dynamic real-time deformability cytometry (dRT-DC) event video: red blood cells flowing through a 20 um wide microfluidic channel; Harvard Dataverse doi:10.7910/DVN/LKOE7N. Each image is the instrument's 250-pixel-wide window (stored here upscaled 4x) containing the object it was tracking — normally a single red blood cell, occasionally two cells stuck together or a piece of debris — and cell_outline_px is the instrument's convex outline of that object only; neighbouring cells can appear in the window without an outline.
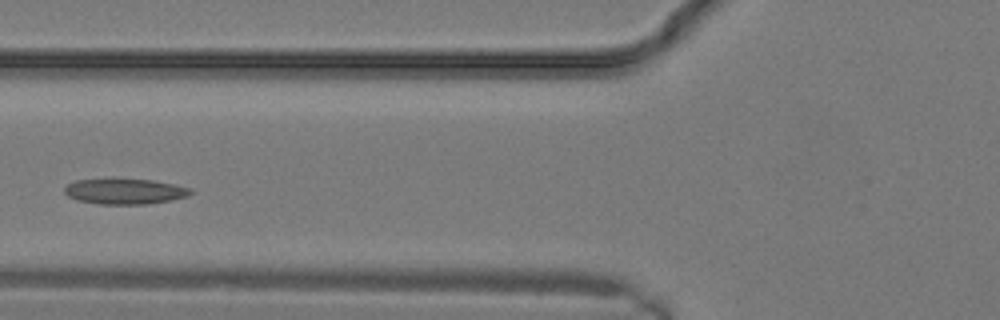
{"species": "common noctule bat (a hibernating species)", "species_latin": "Nyctalus noctula", "temperature_condition": "warm", "stored_images_in_passage": 11, "camera_frame_rate_fps": 3000, "um_per_image_px": 0.085, "animal": {"sex": "male", "body_mass_g": 19.2, "forearm_length_mm": 51.8}, "frame": {"image": 1, "passage_image": 7, "time_ms": 2.0, "image_size_px": [1000, 320], "cell_outline_px": [[188, 192], [184, 196], [164, 200], [132, 204], [108, 204], [84, 200], [72, 196], [64, 188], [68, 184], [80, 180], [148, 180], [168, 184], [184, 188]], "centroid_in_image_um": [10.52, 16.26], "position_along_channel_um": 115.3, "area_um2": 16.7}}
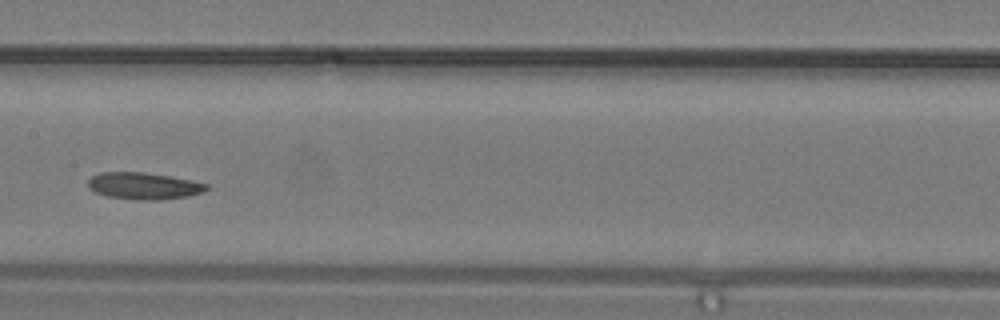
{"frame": {"image": 2, "passage_image": 10, "time_ms": 3.0, "image_size_px": [1000, 320], "cell_outline_px": [[208, 188], [184, 196], [112, 196], [100, 192], [92, 188], [88, 184], [88, 180], [92, 176], [108, 172], [136, 172], [164, 176], [204, 184]], "centroid_in_image_um": [12.1, 15.72], "position_along_channel_um": 195.3, "area_um2": 15.78}}